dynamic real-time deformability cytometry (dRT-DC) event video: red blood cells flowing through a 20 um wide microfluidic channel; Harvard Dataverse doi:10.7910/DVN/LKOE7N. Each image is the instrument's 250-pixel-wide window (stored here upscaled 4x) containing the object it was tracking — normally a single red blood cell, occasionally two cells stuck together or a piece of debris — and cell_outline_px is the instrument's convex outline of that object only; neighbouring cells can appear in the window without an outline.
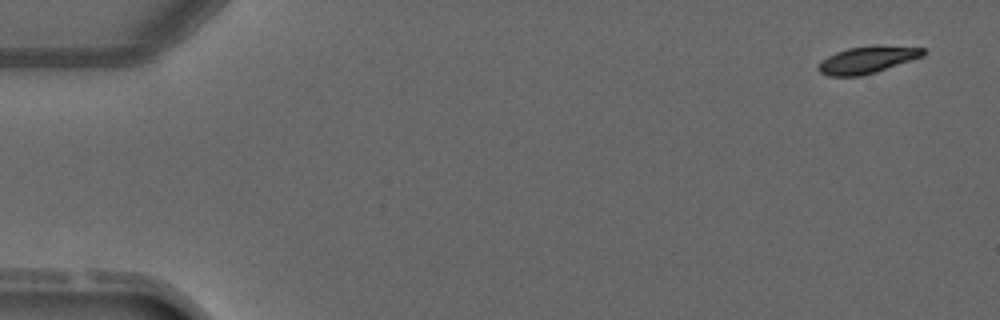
{"species": "common noctule bat (a hibernating species)", "species_latin": "Nyctalus noctula", "temperature_condition": "warm", "stored_images_in_passage": 4, "camera_frame_rate_fps": 3000, "um_per_image_px": 0.085, "animal": {"sex": "male", "forearm_length_mm": 52.5}, "frame": {"image": 1, "passage_image": 1, "time_ms": 0.0, "image_size_px": [1000, 320], "cell_outline_px": [[928, 52], [924, 56], [876, 72], [860, 76], [828, 76], [820, 72], [816, 68], [828, 56], [836, 52], [848, 48], [876, 44], [924, 48]], "centroid_in_image_um": [73.77, 5.07], "position_along_channel_um": 11.2, "area_um2": 16.65}}
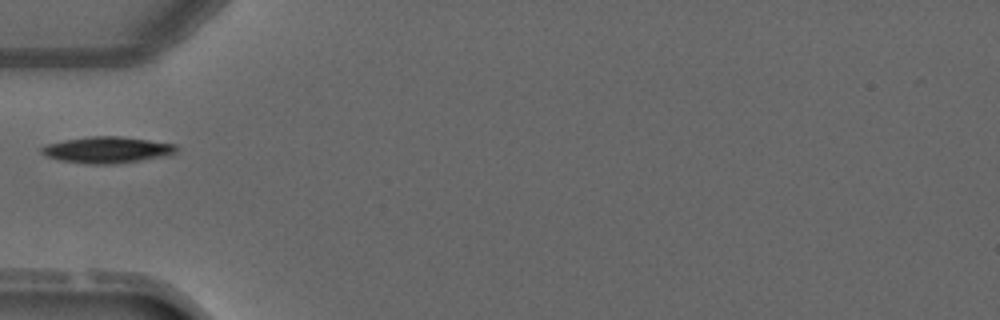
{"frame": {"image": 2, "passage_image": 4, "time_ms": 4.333, "image_size_px": [1000, 320], "cell_outline_px": [[180, 148], [176, 152], [164, 156], [140, 160], [112, 164], [88, 164], [60, 160], [48, 156], [40, 152], [40, 148], [44, 144], [64, 140], [88, 136], [120, 136], [176, 144]], "centroid_in_image_um": [9.09, 12.73], "position_along_channel_um": 75.9, "area_um2": 20.69}}